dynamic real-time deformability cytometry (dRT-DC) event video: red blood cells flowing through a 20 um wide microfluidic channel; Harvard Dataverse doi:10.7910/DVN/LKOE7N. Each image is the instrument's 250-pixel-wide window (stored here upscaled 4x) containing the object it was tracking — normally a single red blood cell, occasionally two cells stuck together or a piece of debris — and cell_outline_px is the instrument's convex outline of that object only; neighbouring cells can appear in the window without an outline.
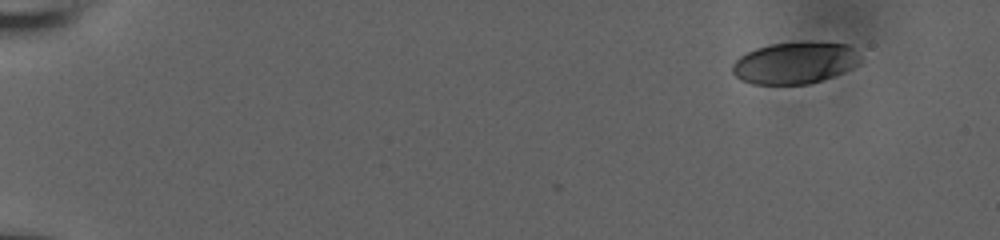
{"species": "human", "species_latin": "Homo sapiens", "temperature_condition": "room temperature", "stored_images_in_passage": 8, "camera_frame_rate_fps": 3000, "um_per_image_px": 0.085, "donor": {"sex": "male"}, "frame": {"image": 1, "passage_image": 1, "time_ms": 0.0, "image_size_px": [1000, 240], "cell_outline_px": [[864, 60], [860, 64], [844, 72], [808, 84], [752, 84], [740, 80], [732, 72], [732, 64], [740, 56], [756, 48], [772, 44], [848, 44]], "centroid_in_image_um": [67.55, 5.38], "position_along_channel_um": 17.4, "area_um2": 30.46}}